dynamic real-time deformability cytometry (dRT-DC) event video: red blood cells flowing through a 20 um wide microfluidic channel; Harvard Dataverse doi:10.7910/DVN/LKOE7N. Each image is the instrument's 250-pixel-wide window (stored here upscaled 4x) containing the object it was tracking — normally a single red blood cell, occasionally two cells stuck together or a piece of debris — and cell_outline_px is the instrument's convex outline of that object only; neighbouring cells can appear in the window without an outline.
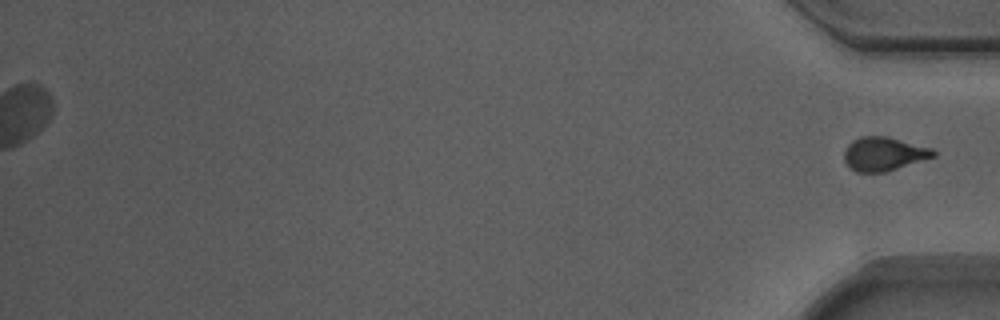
{"species": "Egyptian fruit bat (a non-hibernating species)", "species_latin": "Rousettus aegyptiacus", "temperature_condition": "warm", "stored_images_in_passage": 41, "segment_of_instrument_passage": [2, 2], "camera_frame_rate_fps": 3000, "um_per_image_px": 0.085, "animal": {"sex": "male"}, "frame": {"image": 1, "passage_image": 41, "time_ms": 13.333, "image_size_px": [1000, 320], "cell_outline_px": [[936, 156], [884, 172], [856, 172], [844, 160], [844, 152], [848, 144], [852, 140], [860, 136], [884, 136], [932, 148], [936, 152]], "centroid_in_image_um": [75.11, 13.07], "position_along_channel_um": 360.1, "area_um2": 17.28}}